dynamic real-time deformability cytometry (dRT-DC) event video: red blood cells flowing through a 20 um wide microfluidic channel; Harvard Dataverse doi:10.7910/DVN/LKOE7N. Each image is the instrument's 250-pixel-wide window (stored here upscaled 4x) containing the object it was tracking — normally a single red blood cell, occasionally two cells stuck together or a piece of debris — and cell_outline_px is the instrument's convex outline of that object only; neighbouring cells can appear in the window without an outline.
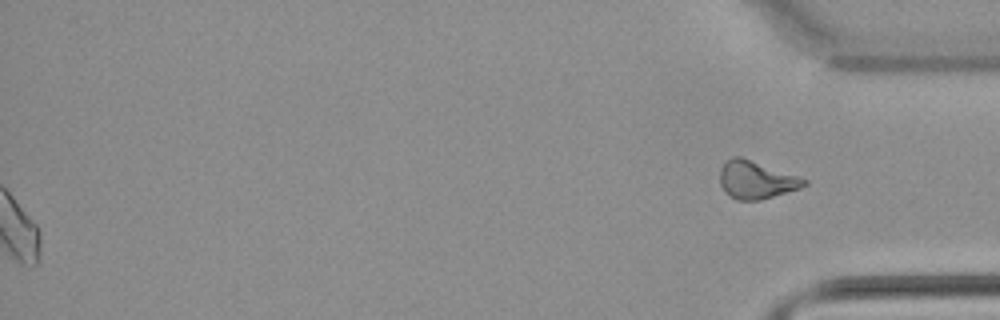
{"species": "common noctule bat (a hibernating species)", "species_latin": "Nyctalus noctula", "temperature_condition": "warm", "stored_images_in_passage": 56, "segment_of_instrument_passage": [2, 2], "camera_frame_rate_fps": 3000, "um_per_image_px": 0.085, "animal": {"sex": "male", "body_mass_g": 21.5, "forearm_length_mm": 52.0}, "frame": {"image": 1, "passage_image": 56, "time_ms": 18.333, "image_size_px": [1000, 320], "cell_outline_px": [[808, 184], [800, 188], [760, 200], [736, 200], [728, 196], [724, 192], [720, 184], [720, 168], [732, 156], [740, 156], [800, 176], [808, 180]], "centroid_in_image_um": [64.27, 15.29], "position_along_channel_um": 370.9, "area_um2": 18.67}}